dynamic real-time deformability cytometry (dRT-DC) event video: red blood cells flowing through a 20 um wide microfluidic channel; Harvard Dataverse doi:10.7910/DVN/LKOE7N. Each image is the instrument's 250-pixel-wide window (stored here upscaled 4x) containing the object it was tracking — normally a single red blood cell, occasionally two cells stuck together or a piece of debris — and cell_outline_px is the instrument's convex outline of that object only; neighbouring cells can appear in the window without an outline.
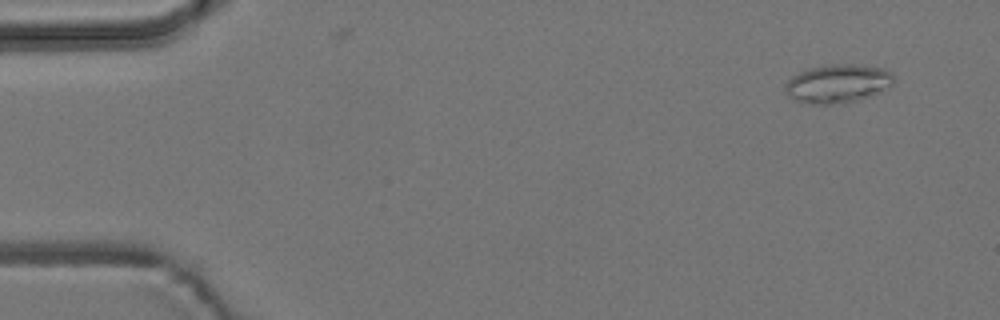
{"species": "common noctule bat (a hibernating species)", "species_latin": "Nyctalus noctula", "temperature_condition": "room temperature", "stored_images_in_passage": 2, "camera_frame_rate_fps": 3000, "um_per_image_px": 0.085, "animal": {"sex": "male", "body_mass_g": 19.2, "forearm_length_mm": 51.8}, "frame": {"image": 1, "passage_image": 1, "time_ms": 0.0, "image_size_px": [1000, 320], "cell_outline_px": [[896, 80], [892, 84], [872, 96], [844, 104], [812, 104], [796, 100], [788, 96], [784, 88], [788, 80], [792, 76], [808, 68], [824, 64], [852, 64], [884, 68], [892, 72]], "centroid_in_image_um": [71.22, 7.1], "position_along_channel_um": 13.8, "area_um2": 24.68}}